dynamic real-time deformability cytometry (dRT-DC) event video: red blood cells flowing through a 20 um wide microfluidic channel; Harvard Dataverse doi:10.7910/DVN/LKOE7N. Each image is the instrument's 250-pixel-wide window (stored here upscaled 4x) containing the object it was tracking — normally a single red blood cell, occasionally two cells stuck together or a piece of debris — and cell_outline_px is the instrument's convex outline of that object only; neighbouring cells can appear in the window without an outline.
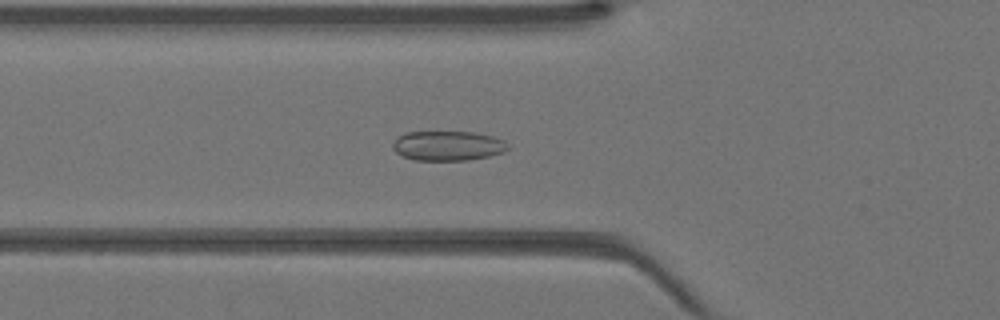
{"species": "Egyptian fruit bat (a non-hibernating species)", "species_latin": "Rousettus aegyptiacus", "temperature_condition": "warm", "stored_images_in_passage": 44, "camera_frame_rate_fps": 3000, "um_per_image_px": 0.085, "animal": {"sex": "female"}, "frame": {"image": 1, "passage_image": 16, "time_ms": 5.0, "image_size_px": [1000, 320], "cell_outline_px": [[512, 148], [504, 152], [488, 156], [468, 160], [416, 160], [404, 156], [396, 152], [392, 148], [392, 144], [396, 136], [404, 132], [472, 132], [492, 136], [504, 140]], "centroid_in_image_um": [38.07, 12.38], "position_along_channel_um": 87.7, "area_um2": 20.06}}
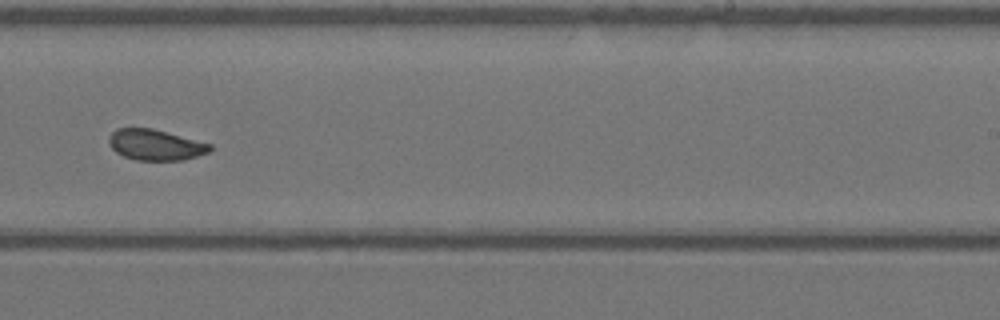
{"frame": {"image": 2, "passage_image": 28, "time_ms": 9.0, "image_size_px": [1000, 320], "cell_outline_px": [[212, 148], [208, 152], [184, 160], [136, 160], [124, 156], [116, 152], [108, 144], [108, 136], [116, 128], [152, 128], [212, 144]], "centroid_in_image_um": [13.18, 12.3], "position_along_channel_um": 275.8, "area_um2": 18.15}}
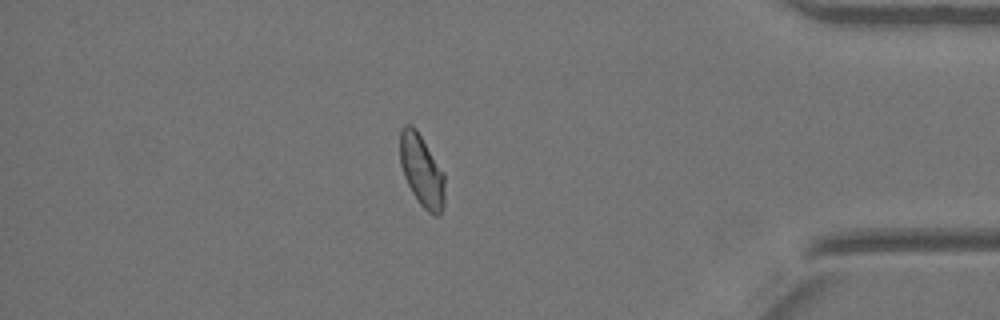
{"frame": {"image": 3, "passage_image": 38, "time_ms": 12.333, "image_size_px": [1000, 320], "cell_outline_px": [[444, 208], [440, 216], [436, 216], [428, 212], [416, 200], [404, 176], [400, 164], [400, 128], [404, 124], [412, 124], [416, 128], [444, 172]], "centroid_in_image_um": [35.84, 14.5], "position_along_channel_um": 399.4, "area_um2": 19.02}}